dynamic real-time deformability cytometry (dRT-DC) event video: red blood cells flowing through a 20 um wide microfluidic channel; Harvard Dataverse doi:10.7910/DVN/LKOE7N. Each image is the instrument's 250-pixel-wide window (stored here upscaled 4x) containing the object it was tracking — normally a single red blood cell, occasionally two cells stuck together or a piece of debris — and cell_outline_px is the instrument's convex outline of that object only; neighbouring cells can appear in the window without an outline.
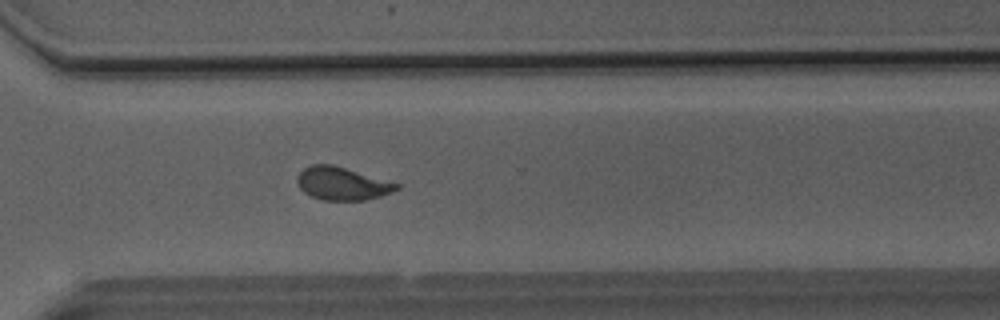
{"species": "Egyptian fruit bat (a non-hibernating species)", "species_latin": "Rousettus aegyptiacus", "temperature_condition": "room temperature", "stored_images_in_passage": 51, "camera_frame_rate_fps": 3000, "um_per_image_px": 0.085, "animal": {"sex": "male"}, "frame": {"image": 1, "passage_image": 37, "time_ms": 12.0, "image_size_px": [1000, 320], "cell_outline_px": [[400, 188], [392, 192], [380, 196], [364, 200], [324, 200], [312, 196], [304, 192], [300, 188], [296, 180], [300, 172], [304, 168], [312, 164], [332, 164], [400, 184]], "centroid_in_image_um": [29.08, 15.6], "position_along_channel_um": 341.5, "area_um2": 18.9}}
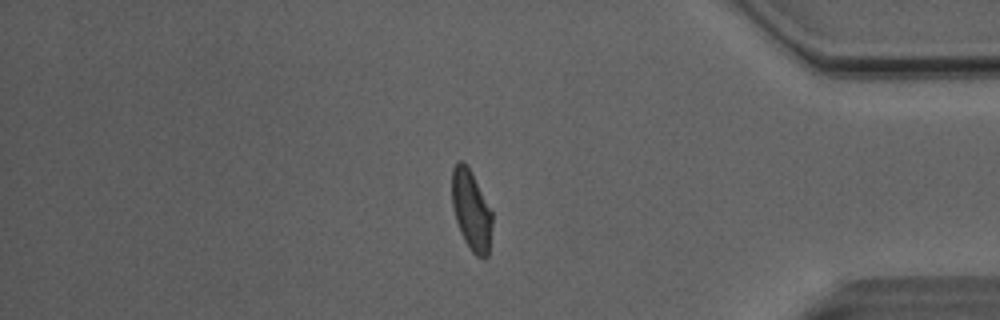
{"frame": {"image": 2, "passage_image": 43, "time_ms": 14.0, "image_size_px": [1000, 320], "cell_outline_px": [[492, 224], [488, 256], [484, 260], [476, 256], [472, 252], [464, 240], [460, 232], [456, 220], [452, 204], [452, 168], [456, 160], [460, 160], [468, 168], [492, 212]], "centroid_in_image_um": [40.05, 17.93], "position_along_channel_um": 395.2, "area_um2": 18.55}}
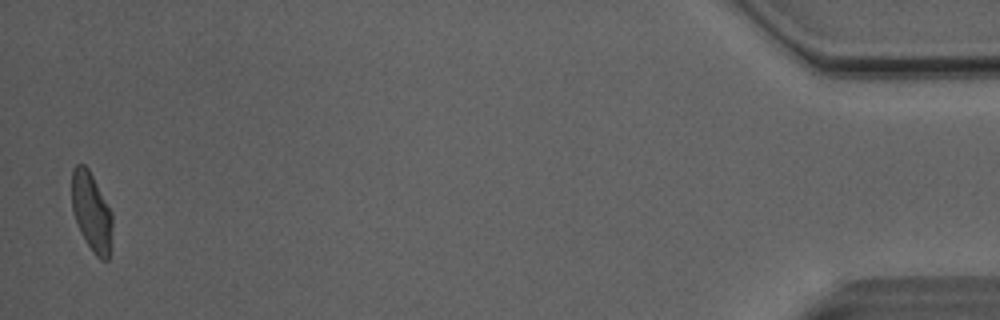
{"frame": {"image": 3, "passage_image": 50, "time_ms": 16.333, "image_size_px": [1000, 320], "cell_outline_px": [[112, 228], [108, 260], [100, 260], [92, 252], [80, 232], [72, 208], [72, 168], [76, 164], [84, 164], [88, 168], [112, 212]], "centroid_in_image_um": [7.77, 18.01], "position_along_channel_um": 427.4, "area_um2": 18.55}, "authors_computed_cell_mechanics": {"area_um2": 19.5364, "velocity_mm_per_s": 4.0926, "shape_relaxation_time_tau1_ms": 5.2066, "shape_relaxation_time_tau2_ms": 0.6908, "deformation_change_tau1": 0.1401, "deformation_change_tau2": 0.055}}